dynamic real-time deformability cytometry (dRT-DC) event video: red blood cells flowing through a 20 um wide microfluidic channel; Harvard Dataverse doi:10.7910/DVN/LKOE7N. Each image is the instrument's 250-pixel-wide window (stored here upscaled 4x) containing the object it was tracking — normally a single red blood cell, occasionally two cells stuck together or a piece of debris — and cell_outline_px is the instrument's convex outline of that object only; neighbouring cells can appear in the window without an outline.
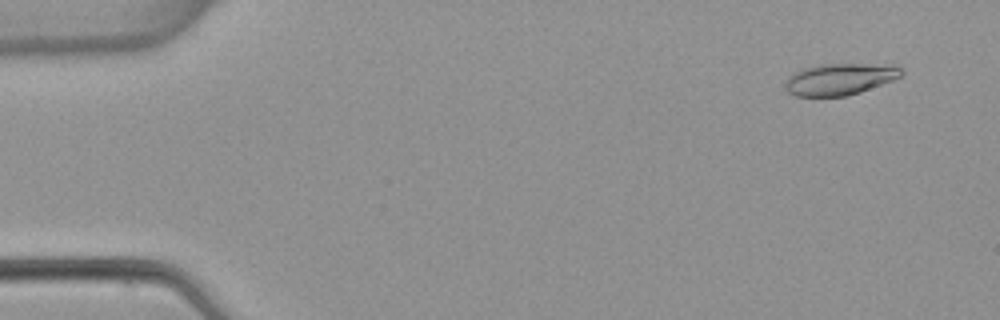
{"species": "common noctule bat (a hibernating species)", "species_latin": "Nyctalus noctula", "temperature_condition": "warm", "stored_images_in_passage": 4, "camera_frame_rate_fps": 3000, "um_per_image_px": 0.085, "animal": {"sex": "female", "body_mass_g": 22.7, "forearm_length_mm": 54.2}, "frame": {"image": 1, "passage_image": 1, "time_ms": 0.0, "image_size_px": [1000, 320], "cell_outline_px": [[904, 72], [900, 76], [892, 80], [860, 92], [844, 96], [796, 96], [788, 92], [784, 88], [784, 84], [792, 72], [804, 68], [820, 64], [896, 64], [904, 68]], "centroid_in_image_um": [71.4, 6.71], "position_along_channel_um": 13.6, "area_um2": 21.56}}
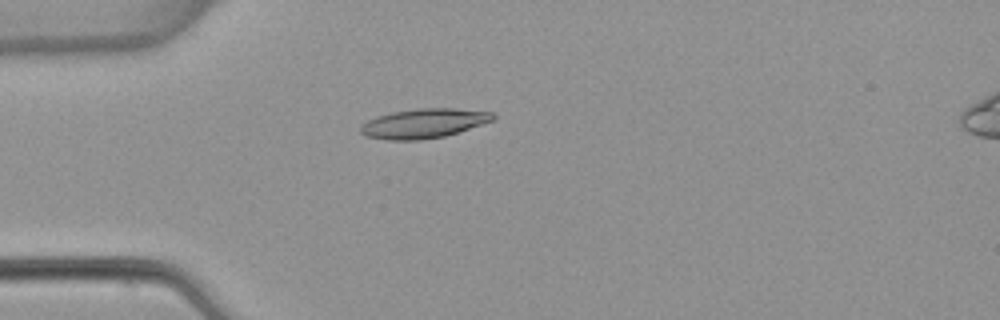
{"frame": {"image": 2, "passage_image": 4, "time_ms": 3.667, "image_size_px": [1000, 320], "cell_outline_px": [[496, 116], [492, 120], [444, 136], [420, 140], [384, 140], [364, 136], [360, 132], [360, 128], [368, 120], [376, 116], [392, 112], [420, 108], [456, 108], [492, 112]], "centroid_in_image_um": [35.97, 10.49], "position_along_channel_um": 49.0, "area_um2": 22.54}}